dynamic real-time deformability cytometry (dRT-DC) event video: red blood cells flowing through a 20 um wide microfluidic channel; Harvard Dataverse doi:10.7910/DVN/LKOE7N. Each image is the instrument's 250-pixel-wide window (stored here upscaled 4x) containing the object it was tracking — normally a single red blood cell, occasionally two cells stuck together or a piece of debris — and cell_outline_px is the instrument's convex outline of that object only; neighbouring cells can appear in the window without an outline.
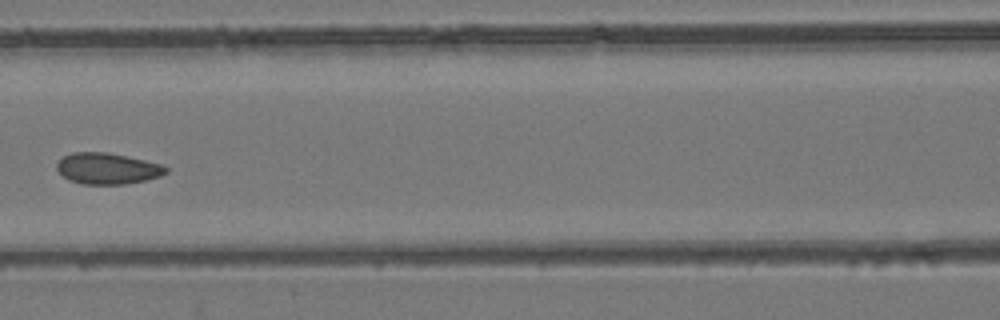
{"species": "common noctule bat (a hibernating species)", "species_latin": "Nyctalus noctula", "temperature_condition": "room temperature", "stored_images_in_passage": 11, "camera_frame_rate_fps": 3000, "um_per_image_px": 0.085, "animal": {"sex": "female", "body_mass_g": 24.6, "forearm_length_mm": 56.2}, "frame": {"image": 1, "passage_image": 7, "time_ms": 8.333, "image_size_px": [1000, 320], "cell_outline_px": [[168, 172], [160, 176], [144, 180], [124, 184], [80, 184], [68, 180], [56, 168], [56, 164], [64, 156], [72, 152], [108, 152], [144, 160], [160, 164], [168, 168]], "centroid_in_image_um": [9.11, 14.32], "position_along_channel_um": 157.5, "area_um2": 19.71}}
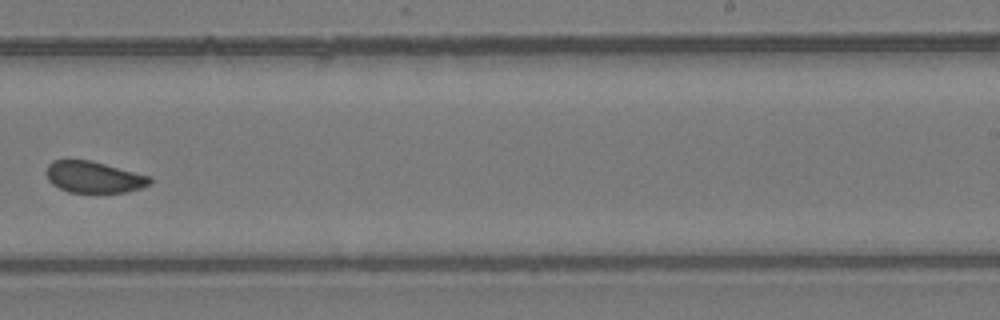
{"frame": {"image": 2, "passage_image": 10, "time_ms": 11.667, "image_size_px": [1000, 320], "cell_outline_px": [[152, 180], [148, 184], [140, 188], [128, 192], [68, 192], [52, 184], [48, 180], [44, 172], [48, 164], [52, 160], [92, 160], [152, 176]], "centroid_in_image_um": [7.96, 15.04], "position_along_channel_um": 281.0, "area_um2": 19.19}}
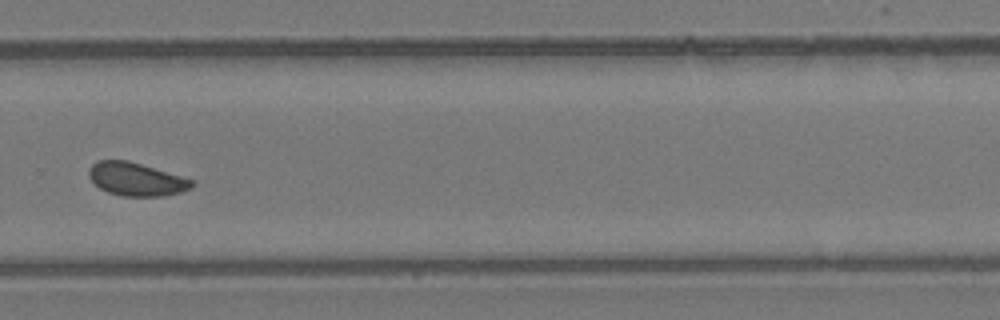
{"frame": {"image": 3, "passage_image": 11, "time_ms": 12.667, "image_size_px": [1000, 320], "cell_outline_px": [[196, 184], [192, 188], [180, 192], [164, 196], [120, 196], [108, 192], [100, 188], [88, 176], [88, 168], [96, 160], [128, 160], [196, 180]], "centroid_in_image_um": [11.61, 15.23], "position_along_channel_um": 318.2, "area_um2": 20.17}}